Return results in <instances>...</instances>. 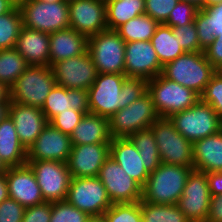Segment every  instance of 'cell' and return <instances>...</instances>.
I'll list each match as a JSON object with an SVG mask.
<instances>
[{
    "mask_svg": "<svg viewBox=\"0 0 222 222\" xmlns=\"http://www.w3.org/2000/svg\"><path fill=\"white\" fill-rule=\"evenodd\" d=\"M125 74L98 73L88 89L89 113L109 119L123 108L122 85Z\"/></svg>",
    "mask_w": 222,
    "mask_h": 222,
    "instance_id": "cell-10",
    "label": "cell"
},
{
    "mask_svg": "<svg viewBox=\"0 0 222 222\" xmlns=\"http://www.w3.org/2000/svg\"><path fill=\"white\" fill-rule=\"evenodd\" d=\"M15 6L10 0H0V16L10 12Z\"/></svg>",
    "mask_w": 222,
    "mask_h": 222,
    "instance_id": "cell-53",
    "label": "cell"
},
{
    "mask_svg": "<svg viewBox=\"0 0 222 222\" xmlns=\"http://www.w3.org/2000/svg\"><path fill=\"white\" fill-rule=\"evenodd\" d=\"M88 222H106V219L103 216L91 217Z\"/></svg>",
    "mask_w": 222,
    "mask_h": 222,
    "instance_id": "cell-57",
    "label": "cell"
},
{
    "mask_svg": "<svg viewBox=\"0 0 222 222\" xmlns=\"http://www.w3.org/2000/svg\"><path fill=\"white\" fill-rule=\"evenodd\" d=\"M86 113L74 109H68L54 116L49 123L62 133L71 135L74 128L79 124Z\"/></svg>",
    "mask_w": 222,
    "mask_h": 222,
    "instance_id": "cell-42",
    "label": "cell"
},
{
    "mask_svg": "<svg viewBox=\"0 0 222 222\" xmlns=\"http://www.w3.org/2000/svg\"><path fill=\"white\" fill-rule=\"evenodd\" d=\"M207 181L210 196L222 194V170L218 172L207 173Z\"/></svg>",
    "mask_w": 222,
    "mask_h": 222,
    "instance_id": "cell-50",
    "label": "cell"
},
{
    "mask_svg": "<svg viewBox=\"0 0 222 222\" xmlns=\"http://www.w3.org/2000/svg\"><path fill=\"white\" fill-rule=\"evenodd\" d=\"M6 167L4 166V164L1 162L0 160V174L5 173L6 172Z\"/></svg>",
    "mask_w": 222,
    "mask_h": 222,
    "instance_id": "cell-59",
    "label": "cell"
},
{
    "mask_svg": "<svg viewBox=\"0 0 222 222\" xmlns=\"http://www.w3.org/2000/svg\"><path fill=\"white\" fill-rule=\"evenodd\" d=\"M108 30H116L132 18L145 14V0H105Z\"/></svg>",
    "mask_w": 222,
    "mask_h": 222,
    "instance_id": "cell-29",
    "label": "cell"
},
{
    "mask_svg": "<svg viewBox=\"0 0 222 222\" xmlns=\"http://www.w3.org/2000/svg\"><path fill=\"white\" fill-rule=\"evenodd\" d=\"M0 102H11L10 88L2 82H0Z\"/></svg>",
    "mask_w": 222,
    "mask_h": 222,
    "instance_id": "cell-52",
    "label": "cell"
},
{
    "mask_svg": "<svg viewBox=\"0 0 222 222\" xmlns=\"http://www.w3.org/2000/svg\"><path fill=\"white\" fill-rule=\"evenodd\" d=\"M159 23L146 14L130 19L115 31L125 42L151 41Z\"/></svg>",
    "mask_w": 222,
    "mask_h": 222,
    "instance_id": "cell-31",
    "label": "cell"
},
{
    "mask_svg": "<svg viewBox=\"0 0 222 222\" xmlns=\"http://www.w3.org/2000/svg\"><path fill=\"white\" fill-rule=\"evenodd\" d=\"M113 204L135 203L142 200V186L109 156L97 176Z\"/></svg>",
    "mask_w": 222,
    "mask_h": 222,
    "instance_id": "cell-13",
    "label": "cell"
},
{
    "mask_svg": "<svg viewBox=\"0 0 222 222\" xmlns=\"http://www.w3.org/2000/svg\"><path fill=\"white\" fill-rule=\"evenodd\" d=\"M193 167L161 163L142 187V201L177 204Z\"/></svg>",
    "mask_w": 222,
    "mask_h": 222,
    "instance_id": "cell-1",
    "label": "cell"
},
{
    "mask_svg": "<svg viewBox=\"0 0 222 222\" xmlns=\"http://www.w3.org/2000/svg\"><path fill=\"white\" fill-rule=\"evenodd\" d=\"M222 3V0H203V9Z\"/></svg>",
    "mask_w": 222,
    "mask_h": 222,
    "instance_id": "cell-55",
    "label": "cell"
},
{
    "mask_svg": "<svg viewBox=\"0 0 222 222\" xmlns=\"http://www.w3.org/2000/svg\"><path fill=\"white\" fill-rule=\"evenodd\" d=\"M29 65L16 48L0 50V82L11 88Z\"/></svg>",
    "mask_w": 222,
    "mask_h": 222,
    "instance_id": "cell-33",
    "label": "cell"
},
{
    "mask_svg": "<svg viewBox=\"0 0 222 222\" xmlns=\"http://www.w3.org/2000/svg\"><path fill=\"white\" fill-rule=\"evenodd\" d=\"M65 200L90 217L103 216L113 204L97 176L72 178Z\"/></svg>",
    "mask_w": 222,
    "mask_h": 222,
    "instance_id": "cell-11",
    "label": "cell"
},
{
    "mask_svg": "<svg viewBox=\"0 0 222 222\" xmlns=\"http://www.w3.org/2000/svg\"><path fill=\"white\" fill-rule=\"evenodd\" d=\"M22 26V15L18 6L0 16V50L16 46Z\"/></svg>",
    "mask_w": 222,
    "mask_h": 222,
    "instance_id": "cell-35",
    "label": "cell"
},
{
    "mask_svg": "<svg viewBox=\"0 0 222 222\" xmlns=\"http://www.w3.org/2000/svg\"><path fill=\"white\" fill-rule=\"evenodd\" d=\"M148 91V80L127 77L122 85L123 108L130 105Z\"/></svg>",
    "mask_w": 222,
    "mask_h": 222,
    "instance_id": "cell-41",
    "label": "cell"
},
{
    "mask_svg": "<svg viewBox=\"0 0 222 222\" xmlns=\"http://www.w3.org/2000/svg\"><path fill=\"white\" fill-rule=\"evenodd\" d=\"M125 43L115 30L88 37V52L98 73L124 74Z\"/></svg>",
    "mask_w": 222,
    "mask_h": 222,
    "instance_id": "cell-9",
    "label": "cell"
},
{
    "mask_svg": "<svg viewBox=\"0 0 222 222\" xmlns=\"http://www.w3.org/2000/svg\"><path fill=\"white\" fill-rule=\"evenodd\" d=\"M139 222H146V221L144 220V218H142Z\"/></svg>",
    "mask_w": 222,
    "mask_h": 222,
    "instance_id": "cell-61",
    "label": "cell"
},
{
    "mask_svg": "<svg viewBox=\"0 0 222 222\" xmlns=\"http://www.w3.org/2000/svg\"><path fill=\"white\" fill-rule=\"evenodd\" d=\"M159 117L152 97L147 91L108 119L110 136L111 138H129L137 131L150 128Z\"/></svg>",
    "mask_w": 222,
    "mask_h": 222,
    "instance_id": "cell-3",
    "label": "cell"
},
{
    "mask_svg": "<svg viewBox=\"0 0 222 222\" xmlns=\"http://www.w3.org/2000/svg\"><path fill=\"white\" fill-rule=\"evenodd\" d=\"M175 38H178L180 46L185 52H199L204 51L200 47L198 40L197 28L194 21L184 26L172 27Z\"/></svg>",
    "mask_w": 222,
    "mask_h": 222,
    "instance_id": "cell-39",
    "label": "cell"
},
{
    "mask_svg": "<svg viewBox=\"0 0 222 222\" xmlns=\"http://www.w3.org/2000/svg\"><path fill=\"white\" fill-rule=\"evenodd\" d=\"M110 156L142 187L146 184L150 173L145 168L139 151L129 138H112Z\"/></svg>",
    "mask_w": 222,
    "mask_h": 222,
    "instance_id": "cell-23",
    "label": "cell"
},
{
    "mask_svg": "<svg viewBox=\"0 0 222 222\" xmlns=\"http://www.w3.org/2000/svg\"><path fill=\"white\" fill-rule=\"evenodd\" d=\"M148 92L158 115L164 118L192 107L200 99L193 90L165 78L162 74L148 80Z\"/></svg>",
    "mask_w": 222,
    "mask_h": 222,
    "instance_id": "cell-5",
    "label": "cell"
},
{
    "mask_svg": "<svg viewBox=\"0 0 222 222\" xmlns=\"http://www.w3.org/2000/svg\"><path fill=\"white\" fill-rule=\"evenodd\" d=\"M90 218L66 200L51 202L50 222H88Z\"/></svg>",
    "mask_w": 222,
    "mask_h": 222,
    "instance_id": "cell-37",
    "label": "cell"
},
{
    "mask_svg": "<svg viewBox=\"0 0 222 222\" xmlns=\"http://www.w3.org/2000/svg\"><path fill=\"white\" fill-rule=\"evenodd\" d=\"M0 160L6 168L27 164V150L20 143L10 116L0 122Z\"/></svg>",
    "mask_w": 222,
    "mask_h": 222,
    "instance_id": "cell-27",
    "label": "cell"
},
{
    "mask_svg": "<svg viewBox=\"0 0 222 222\" xmlns=\"http://www.w3.org/2000/svg\"><path fill=\"white\" fill-rule=\"evenodd\" d=\"M33 170L46 202L66 199L72 176L65 162L43 160L27 161Z\"/></svg>",
    "mask_w": 222,
    "mask_h": 222,
    "instance_id": "cell-12",
    "label": "cell"
},
{
    "mask_svg": "<svg viewBox=\"0 0 222 222\" xmlns=\"http://www.w3.org/2000/svg\"><path fill=\"white\" fill-rule=\"evenodd\" d=\"M35 1H40V2H67L65 0H35Z\"/></svg>",
    "mask_w": 222,
    "mask_h": 222,
    "instance_id": "cell-58",
    "label": "cell"
},
{
    "mask_svg": "<svg viewBox=\"0 0 222 222\" xmlns=\"http://www.w3.org/2000/svg\"><path fill=\"white\" fill-rule=\"evenodd\" d=\"M10 102H0V122L9 116Z\"/></svg>",
    "mask_w": 222,
    "mask_h": 222,
    "instance_id": "cell-54",
    "label": "cell"
},
{
    "mask_svg": "<svg viewBox=\"0 0 222 222\" xmlns=\"http://www.w3.org/2000/svg\"><path fill=\"white\" fill-rule=\"evenodd\" d=\"M50 66L88 51V37L72 28L49 34Z\"/></svg>",
    "mask_w": 222,
    "mask_h": 222,
    "instance_id": "cell-25",
    "label": "cell"
},
{
    "mask_svg": "<svg viewBox=\"0 0 222 222\" xmlns=\"http://www.w3.org/2000/svg\"><path fill=\"white\" fill-rule=\"evenodd\" d=\"M55 85L51 66L29 65L10 88L11 101L42 108Z\"/></svg>",
    "mask_w": 222,
    "mask_h": 222,
    "instance_id": "cell-4",
    "label": "cell"
},
{
    "mask_svg": "<svg viewBox=\"0 0 222 222\" xmlns=\"http://www.w3.org/2000/svg\"><path fill=\"white\" fill-rule=\"evenodd\" d=\"M161 163L193 167L192 142L174 127L169 118L159 117L151 126Z\"/></svg>",
    "mask_w": 222,
    "mask_h": 222,
    "instance_id": "cell-6",
    "label": "cell"
},
{
    "mask_svg": "<svg viewBox=\"0 0 222 222\" xmlns=\"http://www.w3.org/2000/svg\"><path fill=\"white\" fill-rule=\"evenodd\" d=\"M51 202L26 207L22 222H50Z\"/></svg>",
    "mask_w": 222,
    "mask_h": 222,
    "instance_id": "cell-46",
    "label": "cell"
},
{
    "mask_svg": "<svg viewBox=\"0 0 222 222\" xmlns=\"http://www.w3.org/2000/svg\"><path fill=\"white\" fill-rule=\"evenodd\" d=\"M51 67L56 84L67 89L88 90L98 75L88 51L82 55L58 61Z\"/></svg>",
    "mask_w": 222,
    "mask_h": 222,
    "instance_id": "cell-15",
    "label": "cell"
},
{
    "mask_svg": "<svg viewBox=\"0 0 222 222\" xmlns=\"http://www.w3.org/2000/svg\"><path fill=\"white\" fill-rule=\"evenodd\" d=\"M13 2L16 6H19L20 4L24 3L26 0H10Z\"/></svg>",
    "mask_w": 222,
    "mask_h": 222,
    "instance_id": "cell-60",
    "label": "cell"
},
{
    "mask_svg": "<svg viewBox=\"0 0 222 222\" xmlns=\"http://www.w3.org/2000/svg\"><path fill=\"white\" fill-rule=\"evenodd\" d=\"M210 15V26L215 36L222 40V3L204 9Z\"/></svg>",
    "mask_w": 222,
    "mask_h": 222,
    "instance_id": "cell-48",
    "label": "cell"
},
{
    "mask_svg": "<svg viewBox=\"0 0 222 222\" xmlns=\"http://www.w3.org/2000/svg\"><path fill=\"white\" fill-rule=\"evenodd\" d=\"M72 145L110 143L108 119L86 113L70 135Z\"/></svg>",
    "mask_w": 222,
    "mask_h": 222,
    "instance_id": "cell-28",
    "label": "cell"
},
{
    "mask_svg": "<svg viewBox=\"0 0 222 222\" xmlns=\"http://www.w3.org/2000/svg\"><path fill=\"white\" fill-rule=\"evenodd\" d=\"M70 28L87 37L107 29L105 0L68 2Z\"/></svg>",
    "mask_w": 222,
    "mask_h": 222,
    "instance_id": "cell-16",
    "label": "cell"
},
{
    "mask_svg": "<svg viewBox=\"0 0 222 222\" xmlns=\"http://www.w3.org/2000/svg\"><path fill=\"white\" fill-rule=\"evenodd\" d=\"M140 209L146 222H190L176 204H153L141 200Z\"/></svg>",
    "mask_w": 222,
    "mask_h": 222,
    "instance_id": "cell-34",
    "label": "cell"
},
{
    "mask_svg": "<svg viewBox=\"0 0 222 222\" xmlns=\"http://www.w3.org/2000/svg\"><path fill=\"white\" fill-rule=\"evenodd\" d=\"M192 148L194 170L205 173L222 170V130L194 141Z\"/></svg>",
    "mask_w": 222,
    "mask_h": 222,
    "instance_id": "cell-26",
    "label": "cell"
},
{
    "mask_svg": "<svg viewBox=\"0 0 222 222\" xmlns=\"http://www.w3.org/2000/svg\"><path fill=\"white\" fill-rule=\"evenodd\" d=\"M162 68L151 41L125 43L124 74L126 77L150 80L160 75Z\"/></svg>",
    "mask_w": 222,
    "mask_h": 222,
    "instance_id": "cell-17",
    "label": "cell"
},
{
    "mask_svg": "<svg viewBox=\"0 0 222 222\" xmlns=\"http://www.w3.org/2000/svg\"><path fill=\"white\" fill-rule=\"evenodd\" d=\"M110 156V143L72 145L67 161L72 178L96 177Z\"/></svg>",
    "mask_w": 222,
    "mask_h": 222,
    "instance_id": "cell-19",
    "label": "cell"
},
{
    "mask_svg": "<svg viewBox=\"0 0 222 222\" xmlns=\"http://www.w3.org/2000/svg\"><path fill=\"white\" fill-rule=\"evenodd\" d=\"M9 116L12 119L20 143L26 150L34 143L49 123L41 108L10 102Z\"/></svg>",
    "mask_w": 222,
    "mask_h": 222,
    "instance_id": "cell-21",
    "label": "cell"
},
{
    "mask_svg": "<svg viewBox=\"0 0 222 222\" xmlns=\"http://www.w3.org/2000/svg\"><path fill=\"white\" fill-rule=\"evenodd\" d=\"M200 100L209 104L222 119V72L217 71L200 95Z\"/></svg>",
    "mask_w": 222,
    "mask_h": 222,
    "instance_id": "cell-38",
    "label": "cell"
},
{
    "mask_svg": "<svg viewBox=\"0 0 222 222\" xmlns=\"http://www.w3.org/2000/svg\"><path fill=\"white\" fill-rule=\"evenodd\" d=\"M216 72L217 70L206 59L204 52L199 51L185 52L165 64L161 74L200 96Z\"/></svg>",
    "mask_w": 222,
    "mask_h": 222,
    "instance_id": "cell-2",
    "label": "cell"
},
{
    "mask_svg": "<svg viewBox=\"0 0 222 222\" xmlns=\"http://www.w3.org/2000/svg\"><path fill=\"white\" fill-rule=\"evenodd\" d=\"M198 8L188 2L179 1L171 10L168 20L164 23L170 27L184 26L195 20Z\"/></svg>",
    "mask_w": 222,
    "mask_h": 222,
    "instance_id": "cell-40",
    "label": "cell"
},
{
    "mask_svg": "<svg viewBox=\"0 0 222 222\" xmlns=\"http://www.w3.org/2000/svg\"><path fill=\"white\" fill-rule=\"evenodd\" d=\"M15 48L28 65L50 66L49 33L22 26Z\"/></svg>",
    "mask_w": 222,
    "mask_h": 222,
    "instance_id": "cell-24",
    "label": "cell"
},
{
    "mask_svg": "<svg viewBox=\"0 0 222 222\" xmlns=\"http://www.w3.org/2000/svg\"><path fill=\"white\" fill-rule=\"evenodd\" d=\"M151 43L162 66L185 53L178 38H175L172 27L164 23L157 26Z\"/></svg>",
    "mask_w": 222,
    "mask_h": 222,
    "instance_id": "cell-30",
    "label": "cell"
},
{
    "mask_svg": "<svg viewBox=\"0 0 222 222\" xmlns=\"http://www.w3.org/2000/svg\"><path fill=\"white\" fill-rule=\"evenodd\" d=\"M194 23L197 28L200 47L204 50L216 37L215 31L210 26V15L204 9H199L196 13Z\"/></svg>",
    "mask_w": 222,
    "mask_h": 222,
    "instance_id": "cell-44",
    "label": "cell"
},
{
    "mask_svg": "<svg viewBox=\"0 0 222 222\" xmlns=\"http://www.w3.org/2000/svg\"><path fill=\"white\" fill-rule=\"evenodd\" d=\"M205 222H222V194L210 197L209 213Z\"/></svg>",
    "mask_w": 222,
    "mask_h": 222,
    "instance_id": "cell-49",
    "label": "cell"
},
{
    "mask_svg": "<svg viewBox=\"0 0 222 222\" xmlns=\"http://www.w3.org/2000/svg\"><path fill=\"white\" fill-rule=\"evenodd\" d=\"M18 8L26 28L50 34L70 27L68 2L26 0Z\"/></svg>",
    "mask_w": 222,
    "mask_h": 222,
    "instance_id": "cell-7",
    "label": "cell"
},
{
    "mask_svg": "<svg viewBox=\"0 0 222 222\" xmlns=\"http://www.w3.org/2000/svg\"><path fill=\"white\" fill-rule=\"evenodd\" d=\"M169 119L175 129L192 143L221 130V118L200 99L192 107L173 114Z\"/></svg>",
    "mask_w": 222,
    "mask_h": 222,
    "instance_id": "cell-8",
    "label": "cell"
},
{
    "mask_svg": "<svg viewBox=\"0 0 222 222\" xmlns=\"http://www.w3.org/2000/svg\"><path fill=\"white\" fill-rule=\"evenodd\" d=\"M9 198L26 207L45 202L35 174L28 164L6 169Z\"/></svg>",
    "mask_w": 222,
    "mask_h": 222,
    "instance_id": "cell-20",
    "label": "cell"
},
{
    "mask_svg": "<svg viewBox=\"0 0 222 222\" xmlns=\"http://www.w3.org/2000/svg\"><path fill=\"white\" fill-rule=\"evenodd\" d=\"M129 139L139 151L147 171L149 173L153 172L161 164V159L151 128L137 131Z\"/></svg>",
    "mask_w": 222,
    "mask_h": 222,
    "instance_id": "cell-32",
    "label": "cell"
},
{
    "mask_svg": "<svg viewBox=\"0 0 222 222\" xmlns=\"http://www.w3.org/2000/svg\"><path fill=\"white\" fill-rule=\"evenodd\" d=\"M72 143L70 135L48 123L27 150V161H59L67 163Z\"/></svg>",
    "mask_w": 222,
    "mask_h": 222,
    "instance_id": "cell-18",
    "label": "cell"
},
{
    "mask_svg": "<svg viewBox=\"0 0 222 222\" xmlns=\"http://www.w3.org/2000/svg\"><path fill=\"white\" fill-rule=\"evenodd\" d=\"M204 55L206 59L217 70H222V40L215 37L213 42L204 49Z\"/></svg>",
    "mask_w": 222,
    "mask_h": 222,
    "instance_id": "cell-47",
    "label": "cell"
},
{
    "mask_svg": "<svg viewBox=\"0 0 222 222\" xmlns=\"http://www.w3.org/2000/svg\"><path fill=\"white\" fill-rule=\"evenodd\" d=\"M103 217L106 222H139L143 218L140 202L112 204Z\"/></svg>",
    "mask_w": 222,
    "mask_h": 222,
    "instance_id": "cell-36",
    "label": "cell"
},
{
    "mask_svg": "<svg viewBox=\"0 0 222 222\" xmlns=\"http://www.w3.org/2000/svg\"><path fill=\"white\" fill-rule=\"evenodd\" d=\"M68 109L89 113L88 90L67 89L56 84L47 96L41 110L49 122L54 116Z\"/></svg>",
    "mask_w": 222,
    "mask_h": 222,
    "instance_id": "cell-22",
    "label": "cell"
},
{
    "mask_svg": "<svg viewBox=\"0 0 222 222\" xmlns=\"http://www.w3.org/2000/svg\"><path fill=\"white\" fill-rule=\"evenodd\" d=\"M180 0H145V14L159 24L168 20L171 10Z\"/></svg>",
    "mask_w": 222,
    "mask_h": 222,
    "instance_id": "cell-43",
    "label": "cell"
},
{
    "mask_svg": "<svg viewBox=\"0 0 222 222\" xmlns=\"http://www.w3.org/2000/svg\"><path fill=\"white\" fill-rule=\"evenodd\" d=\"M25 207L8 198L0 203V222H22Z\"/></svg>",
    "mask_w": 222,
    "mask_h": 222,
    "instance_id": "cell-45",
    "label": "cell"
},
{
    "mask_svg": "<svg viewBox=\"0 0 222 222\" xmlns=\"http://www.w3.org/2000/svg\"><path fill=\"white\" fill-rule=\"evenodd\" d=\"M210 197L207 173L193 169L176 205L190 222H205L209 213Z\"/></svg>",
    "mask_w": 222,
    "mask_h": 222,
    "instance_id": "cell-14",
    "label": "cell"
},
{
    "mask_svg": "<svg viewBox=\"0 0 222 222\" xmlns=\"http://www.w3.org/2000/svg\"><path fill=\"white\" fill-rule=\"evenodd\" d=\"M9 198L6 174H0V203Z\"/></svg>",
    "mask_w": 222,
    "mask_h": 222,
    "instance_id": "cell-51",
    "label": "cell"
},
{
    "mask_svg": "<svg viewBox=\"0 0 222 222\" xmlns=\"http://www.w3.org/2000/svg\"><path fill=\"white\" fill-rule=\"evenodd\" d=\"M182 2H188L190 4H193L198 9H203V0H180Z\"/></svg>",
    "mask_w": 222,
    "mask_h": 222,
    "instance_id": "cell-56",
    "label": "cell"
}]
</instances>
